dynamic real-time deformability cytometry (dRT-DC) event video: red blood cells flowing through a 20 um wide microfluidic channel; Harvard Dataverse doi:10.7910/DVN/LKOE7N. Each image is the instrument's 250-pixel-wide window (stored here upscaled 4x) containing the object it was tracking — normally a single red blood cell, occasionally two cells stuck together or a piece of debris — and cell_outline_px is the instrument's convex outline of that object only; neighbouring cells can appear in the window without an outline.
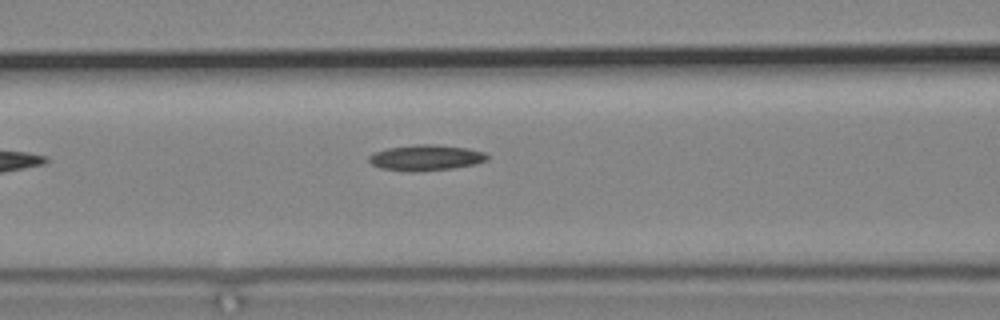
{"species": "common noctule bat (a hibernating species)", "species_latin": "Nyctalus noctula", "temperature_condition": "cold", "stored_images_in_passage": 6, "camera_frame_rate_fps": 3000, "um_per_image_px": 0.085, "animal": {"sex": "male", "body_mass_g": 19.2, "forearm_length_mm": 51.8}, "frame": {"image": 1, "passage_image": 5, "time_ms": 5.0, "image_size_px": [1000, 320], "cell_outline_px": [[488, 160], [476, 164], [452, 168], [420, 172], [412, 172], [380, 168], [372, 164], [368, 160], [368, 156], [376, 152], [388, 148], [416, 144], [432, 144], [468, 148], [484, 152], [488, 156]], "centroid_in_image_um": [36.21, 13.41], "position_along_channel_um": 130.4, "area_um2": 17.8}}